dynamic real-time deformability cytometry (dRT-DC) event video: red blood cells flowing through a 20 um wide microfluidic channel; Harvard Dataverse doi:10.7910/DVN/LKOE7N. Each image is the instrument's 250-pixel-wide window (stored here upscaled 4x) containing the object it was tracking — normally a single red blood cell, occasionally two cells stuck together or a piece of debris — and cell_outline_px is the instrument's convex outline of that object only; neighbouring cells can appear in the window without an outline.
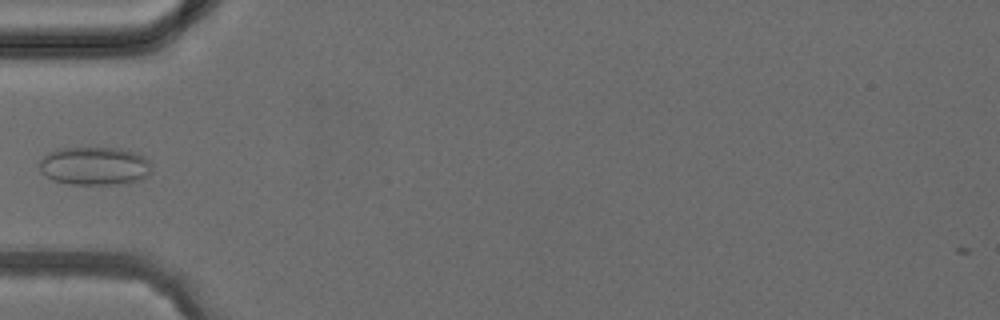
{"species": "common noctule bat (a hibernating species)", "species_latin": "Nyctalus noctula", "temperature_condition": "cold", "stored_images_in_passage": 4, "camera_frame_rate_fps": 3000, "um_per_image_px": 0.085, "animal": {"sex": "female", "body_mass_g": 24.6, "forearm_length_mm": 56.2}, "frame": {"image": 1, "passage_image": 4, "time_ms": 3.667, "image_size_px": [1000, 320], "cell_outline_px": [[152, 172], [144, 180], [124, 184], [72, 184], [52, 180], [44, 176], [40, 168], [40, 160], [48, 152], [60, 148], [120, 148], [136, 152], [144, 156], [148, 160]], "centroid_in_image_um": [8.08, 14.11], "position_along_channel_um": 76.9, "area_um2": 25.37}}